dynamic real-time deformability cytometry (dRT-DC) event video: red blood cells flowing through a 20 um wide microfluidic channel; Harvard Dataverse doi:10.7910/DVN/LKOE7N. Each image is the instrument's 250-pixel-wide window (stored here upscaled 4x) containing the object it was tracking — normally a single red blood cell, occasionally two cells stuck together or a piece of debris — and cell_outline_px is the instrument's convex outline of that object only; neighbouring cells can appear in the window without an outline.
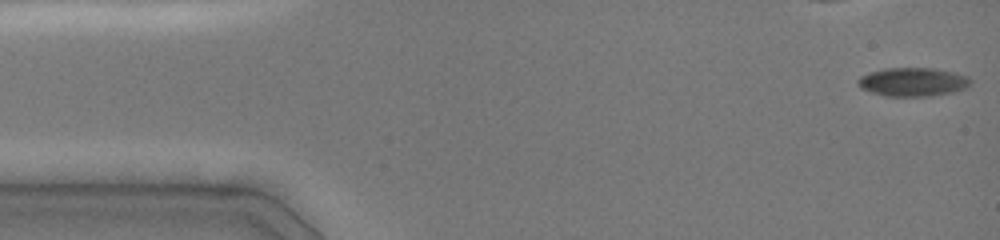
{"species": "common noctule bat (a hibernating species)", "species_latin": "Nyctalus noctula", "temperature_condition": "cold", "stored_images_in_passage": 47, "camera_frame_rate_fps": 3000, "um_per_image_px": 0.085, "animal": {"sex": "female", "body_mass_g": 19.0, "forearm_length_mm": 51.5}, "frame": {"image": 1, "passage_image": 1, "time_ms": 0.0, "image_size_px": [1000, 240], "cell_outline_px": [[972, 80], [964, 88], [952, 92], [932, 96], [888, 96], [872, 92], [860, 88], [856, 84], [856, 80], [860, 76], [868, 72], [884, 68], [936, 68], [956, 72], [968, 76]], "centroid_in_image_um": [77.56, 6.95], "position_along_channel_um": 7.4, "area_um2": 18.96}}
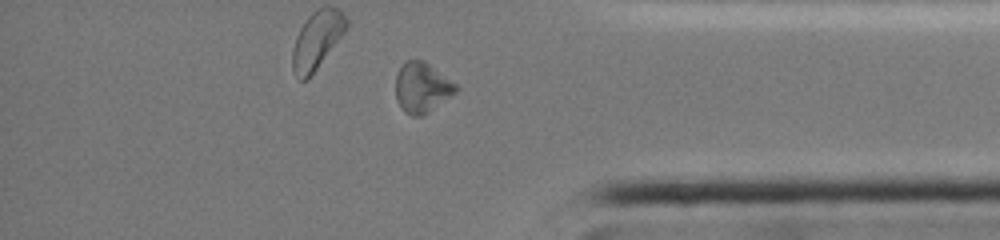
{"frame": {"image": 2, "passage_image": 39, "time_ms": 12.667, "image_size_px": [1000, 240], "cell_outline_px": [[460, 88], [456, 92], [428, 112], [420, 116], [412, 116], [404, 112], [396, 100], [396, 76], [400, 68], [408, 60], [424, 60], [456, 84]], "centroid_in_image_um": [35.86, 7.45], "position_along_channel_um": 399.3, "area_um2": 17.4}}
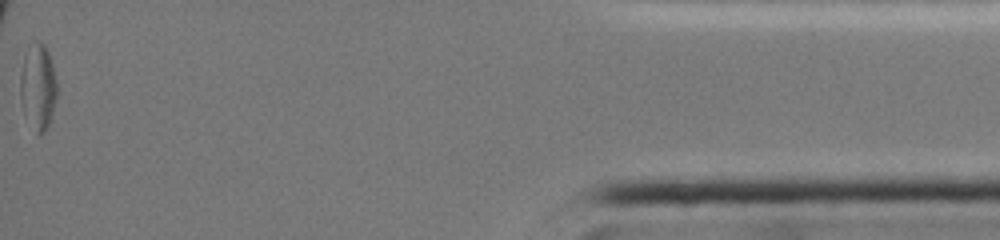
{"frame": {"image": 3, "passage_image": 47, "time_ms": 15.333, "image_size_px": [1000, 240], "cell_outline_px": [[56, 100], [48, 124], [44, 132], [40, 136], [36, 136], [24, 112], [20, 96], [20, 76], [24, 56], [28, 48], [40, 44], [44, 44], [52, 60], [56, 80]], "centroid_in_image_um": [3.23, 7.45], "position_along_channel_um": 432.0, "area_um2": 18.03}}